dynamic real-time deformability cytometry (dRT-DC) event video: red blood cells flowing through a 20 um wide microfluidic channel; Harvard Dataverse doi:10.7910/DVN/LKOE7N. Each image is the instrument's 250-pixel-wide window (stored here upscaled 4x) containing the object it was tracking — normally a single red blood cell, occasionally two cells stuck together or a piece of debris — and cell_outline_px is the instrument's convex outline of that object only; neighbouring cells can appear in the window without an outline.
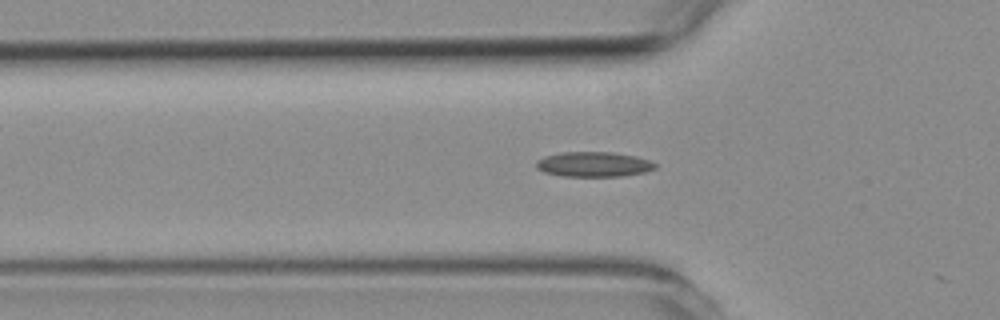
{"species": "common noctule bat (a hibernating species)", "species_latin": "Nyctalus noctula", "temperature_condition": "room temperature", "stored_images_in_passage": 19, "camera_frame_rate_fps": 3000, "um_per_image_px": 0.085, "animal": {"sex": "female", "body_mass_g": 19.3, "forearm_length_mm": 54.1}, "frame": {"image": 1, "passage_image": 18, "time_ms": 5.667, "image_size_px": [1000, 320], "cell_outline_px": [[656, 168], [644, 172], [620, 176], [564, 176], [544, 172], [536, 168], [536, 160], [544, 156], [560, 152], [612, 152], [636, 156], [648, 160], [656, 164]], "centroid_in_image_um": [50.43, 13.96], "position_along_channel_um": 75.4, "area_um2": 17.28}}